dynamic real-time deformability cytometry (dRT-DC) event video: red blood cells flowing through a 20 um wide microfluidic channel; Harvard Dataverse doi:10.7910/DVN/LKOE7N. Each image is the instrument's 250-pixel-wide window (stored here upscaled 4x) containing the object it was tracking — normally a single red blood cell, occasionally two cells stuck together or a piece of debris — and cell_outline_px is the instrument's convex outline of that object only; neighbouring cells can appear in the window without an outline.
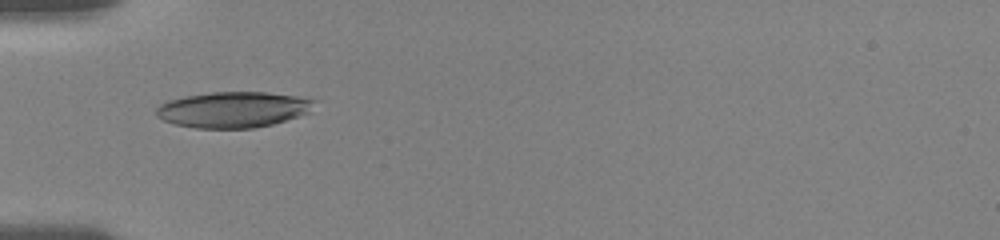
{"species": "human", "species_latin": "Homo sapiens", "temperature_condition": "room temperature", "stored_images_in_passage": 7, "camera_frame_rate_fps": 3000, "um_per_image_px": 0.085, "donor": {"sex": "female"}, "frame": {"image": 1, "passage_image": 1, "time_ms": 0.0, "image_size_px": [1000, 240], "cell_outline_px": [[316, 100], [312, 112], [272, 124], [252, 128], [196, 128], [176, 124], [164, 120], [156, 116], [156, 108], [160, 104], [168, 100], [184, 96], [212, 92], [268, 92], [300, 96]], "centroid_in_image_um": [19.86, 9.3], "position_along_channel_um": 65.1, "area_um2": 33.18}}
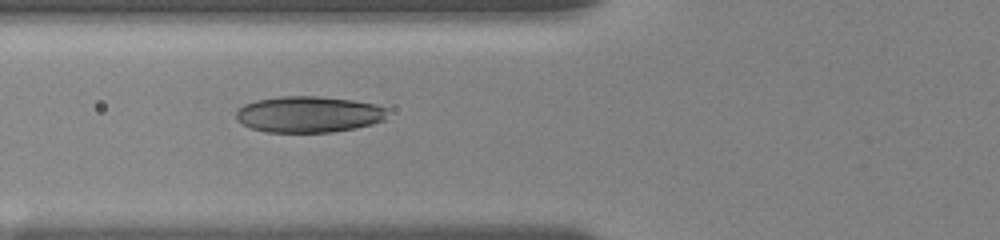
{"frame": {"image": 2, "passage_image": 6, "time_ms": 1.0, "image_size_px": [1000, 240], "cell_outline_px": [[388, 108], [384, 120], [372, 124], [356, 128], [332, 132], [264, 132], [248, 128], [236, 120], [236, 112], [244, 104], [256, 100], [280, 96], [316, 96], [352, 100], [376, 104]], "centroid_in_image_um": [26.22, 9.72], "position_along_channel_um": 99.6, "area_um2": 32.19}}